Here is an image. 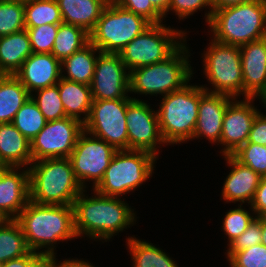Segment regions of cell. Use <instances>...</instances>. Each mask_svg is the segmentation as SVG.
<instances>
[{
  "mask_svg": "<svg viewBox=\"0 0 266 267\" xmlns=\"http://www.w3.org/2000/svg\"><path fill=\"white\" fill-rule=\"evenodd\" d=\"M15 220L23 230L30 251L54 255L57 241L77 237L73 205L37 204L29 200ZM44 247L48 250L39 252Z\"/></svg>",
  "mask_w": 266,
  "mask_h": 267,
  "instance_id": "obj_1",
  "label": "cell"
},
{
  "mask_svg": "<svg viewBox=\"0 0 266 267\" xmlns=\"http://www.w3.org/2000/svg\"><path fill=\"white\" fill-rule=\"evenodd\" d=\"M85 189L73 203L74 229L77 237L87 235L91 239L109 240L135 222L134 209L118 197L104 196L94 191L93 197H85ZM107 239V240H106Z\"/></svg>",
  "mask_w": 266,
  "mask_h": 267,
  "instance_id": "obj_2",
  "label": "cell"
},
{
  "mask_svg": "<svg viewBox=\"0 0 266 267\" xmlns=\"http://www.w3.org/2000/svg\"><path fill=\"white\" fill-rule=\"evenodd\" d=\"M29 168L30 200L37 204L73 205L84 190L69 158H46Z\"/></svg>",
  "mask_w": 266,
  "mask_h": 267,
  "instance_id": "obj_3",
  "label": "cell"
},
{
  "mask_svg": "<svg viewBox=\"0 0 266 267\" xmlns=\"http://www.w3.org/2000/svg\"><path fill=\"white\" fill-rule=\"evenodd\" d=\"M214 40L227 45L263 39L266 27V0H254L213 10L208 23Z\"/></svg>",
  "mask_w": 266,
  "mask_h": 267,
  "instance_id": "obj_4",
  "label": "cell"
},
{
  "mask_svg": "<svg viewBox=\"0 0 266 267\" xmlns=\"http://www.w3.org/2000/svg\"><path fill=\"white\" fill-rule=\"evenodd\" d=\"M205 92L203 87L187 83L163 96L157 114L160 133L166 144H181L193 138L200 97Z\"/></svg>",
  "mask_w": 266,
  "mask_h": 267,
  "instance_id": "obj_5",
  "label": "cell"
},
{
  "mask_svg": "<svg viewBox=\"0 0 266 267\" xmlns=\"http://www.w3.org/2000/svg\"><path fill=\"white\" fill-rule=\"evenodd\" d=\"M183 42L164 61L131 70L129 93L164 96L183 88L193 74L188 61L190 52Z\"/></svg>",
  "mask_w": 266,
  "mask_h": 267,
  "instance_id": "obj_6",
  "label": "cell"
},
{
  "mask_svg": "<svg viewBox=\"0 0 266 267\" xmlns=\"http://www.w3.org/2000/svg\"><path fill=\"white\" fill-rule=\"evenodd\" d=\"M156 160L157 157L146 151L117 150L93 191L110 197L129 193L152 176Z\"/></svg>",
  "mask_w": 266,
  "mask_h": 267,
  "instance_id": "obj_7",
  "label": "cell"
},
{
  "mask_svg": "<svg viewBox=\"0 0 266 267\" xmlns=\"http://www.w3.org/2000/svg\"><path fill=\"white\" fill-rule=\"evenodd\" d=\"M152 25L141 15L108 3L90 35V42L103 53H119Z\"/></svg>",
  "mask_w": 266,
  "mask_h": 267,
  "instance_id": "obj_8",
  "label": "cell"
},
{
  "mask_svg": "<svg viewBox=\"0 0 266 267\" xmlns=\"http://www.w3.org/2000/svg\"><path fill=\"white\" fill-rule=\"evenodd\" d=\"M184 32L162 23L152 24L119 52L128 72L164 61L185 41Z\"/></svg>",
  "mask_w": 266,
  "mask_h": 267,
  "instance_id": "obj_9",
  "label": "cell"
},
{
  "mask_svg": "<svg viewBox=\"0 0 266 267\" xmlns=\"http://www.w3.org/2000/svg\"><path fill=\"white\" fill-rule=\"evenodd\" d=\"M204 54V73L214 89L203 87L209 93L225 94L235 99L243 96L240 46L211 40ZM211 91V92H210Z\"/></svg>",
  "mask_w": 266,
  "mask_h": 267,
  "instance_id": "obj_10",
  "label": "cell"
},
{
  "mask_svg": "<svg viewBox=\"0 0 266 267\" xmlns=\"http://www.w3.org/2000/svg\"><path fill=\"white\" fill-rule=\"evenodd\" d=\"M131 100H93L84 130L116 150H128L126 110Z\"/></svg>",
  "mask_w": 266,
  "mask_h": 267,
  "instance_id": "obj_11",
  "label": "cell"
},
{
  "mask_svg": "<svg viewBox=\"0 0 266 267\" xmlns=\"http://www.w3.org/2000/svg\"><path fill=\"white\" fill-rule=\"evenodd\" d=\"M84 130L68 157L74 174L83 188L86 181L93 182V188L103 179L105 171L109 166L117 150L104 140L97 138ZM86 180V181H85Z\"/></svg>",
  "mask_w": 266,
  "mask_h": 267,
  "instance_id": "obj_12",
  "label": "cell"
},
{
  "mask_svg": "<svg viewBox=\"0 0 266 267\" xmlns=\"http://www.w3.org/2000/svg\"><path fill=\"white\" fill-rule=\"evenodd\" d=\"M84 131V123L75 118L47 121L31 141L32 162L46 158H68Z\"/></svg>",
  "mask_w": 266,
  "mask_h": 267,
  "instance_id": "obj_13",
  "label": "cell"
},
{
  "mask_svg": "<svg viewBox=\"0 0 266 267\" xmlns=\"http://www.w3.org/2000/svg\"><path fill=\"white\" fill-rule=\"evenodd\" d=\"M91 94L93 100L133 99L129 92L130 73L119 53H97Z\"/></svg>",
  "mask_w": 266,
  "mask_h": 267,
  "instance_id": "obj_14",
  "label": "cell"
},
{
  "mask_svg": "<svg viewBox=\"0 0 266 267\" xmlns=\"http://www.w3.org/2000/svg\"><path fill=\"white\" fill-rule=\"evenodd\" d=\"M128 149L146 151L157 157V144L162 139L157 111L142 100L133 98L126 110Z\"/></svg>",
  "mask_w": 266,
  "mask_h": 267,
  "instance_id": "obj_15",
  "label": "cell"
},
{
  "mask_svg": "<svg viewBox=\"0 0 266 267\" xmlns=\"http://www.w3.org/2000/svg\"><path fill=\"white\" fill-rule=\"evenodd\" d=\"M244 99H234L224 113L220 141V144L224 145V149L221 150L223 155H232L240 146L247 143L254 118L259 113L251 104L253 98Z\"/></svg>",
  "mask_w": 266,
  "mask_h": 267,
  "instance_id": "obj_16",
  "label": "cell"
},
{
  "mask_svg": "<svg viewBox=\"0 0 266 267\" xmlns=\"http://www.w3.org/2000/svg\"><path fill=\"white\" fill-rule=\"evenodd\" d=\"M243 94L262 100L266 96V39L240 46Z\"/></svg>",
  "mask_w": 266,
  "mask_h": 267,
  "instance_id": "obj_17",
  "label": "cell"
},
{
  "mask_svg": "<svg viewBox=\"0 0 266 267\" xmlns=\"http://www.w3.org/2000/svg\"><path fill=\"white\" fill-rule=\"evenodd\" d=\"M20 168L0 169L1 219H16L30 200L29 168L18 173Z\"/></svg>",
  "mask_w": 266,
  "mask_h": 267,
  "instance_id": "obj_18",
  "label": "cell"
},
{
  "mask_svg": "<svg viewBox=\"0 0 266 267\" xmlns=\"http://www.w3.org/2000/svg\"><path fill=\"white\" fill-rule=\"evenodd\" d=\"M61 62L51 53H32L14 76L32 92L54 86L61 79Z\"/></svg>",
  "mask_w": 266,
  "mask_h": 267,
  "instance_id": "obj_19",
  "label": "cell"
},
{
  "mask_svg": "<svg viewBox=\"0 0 266 267\" xmlns=\"http://www.w3.org/2000/svg\"><path fill=\"white\" fill-rule=\"evenodd\" d=\"M234 99L225 94L206 91L200 97L193 139L204 136L212 143H220L224 113Z\"/></svg>",
  "mask_w": 266,
  "mask_h": 267,
  "instance_id": "obj_20",
  "label": "cell"
},
{
  "mask_svg": "<svg viewBox=\"0 0 266 267\" xmlns=\"http://www.w3.org/2000/svg\"><path fill=\"white\" fill-rule=\"evenodd\" d=\"M224 158L232 170L224 181L222 198L226 202L251 204L262 177L232 155H224Z\"/></svg>",
  "mask_w": 266,
  "mask_h": 267,
  "instance_id": "obj_21",
  "label": "cell"
},
{
  "mask_svg": "<svg viewBox=\"0 0 266 267\" xmlns=\"http://www.w3.org/2000/svg\"><path fill=\"white\" fill-rule=\"evenodd\" d=\"M0 160L6 167L32 163L31 142L12 123H0Z\"/></svg>",
  "mask_w": 266,
  "mask_h": 267,
  "instance_id": "obj_22",
  "label": "cell"
},
{
  "mask_svg": "<svg viewBox=\"0 0 266 267\" xmlns=\"http://www.w3.org/2000/svg\"><path fill=\"white\" fill-rule=\"evenodd\" d=\"M63 23L81 27L89 34L110 0H56Z\"/></svg>",
  "mask_w": 266,
  "mask_h": 267,
  "instance_id": "obj_23",
  "label": "cell"
},
{
  "mask_svg": "<svg viewBox=\"0 0 266 267\" xmlns=\"http://www.w3.org/2000/svg\"><path fill=\"white\" fill-rule=\"evenodd\" d=\"M31 54L26 29L0 37V75H14Z\"/></svg>",
  "mask_w": 266,
  "mask_h": 267,
  "instance_id": "obj_24",
  "label": "cell"
},
{
  "mask_svg": "<svg viewBox=\"0 0 266 267\" xmlns=\"http://www.w3.org/2000/svg\"><path fill=\"white\" fill-rule=\"evenodd\" d=\"M56 85L59 88L66 117L75 118L85 123L89 117L93 101L91 87L64 78H61ZM81 114H83V118H80Z\"/></svg>",
  "mask_w": 266,
  "mask_h": 267,
  "instance_id": "obj_25",
  "label": "cell"
},
{
  "mask_svg": "<svg viewBox=\"0 0 266 267\" xmlns=\"http://www.w3.org/2000/svg\"><path fill=\"white\" fill-rule=\"evenodd\" d=\"M101 52L89 42L81 50L76 51L61 62V70H66L67 76L61 74V78L69 81L91 85L98 55ZM66 68V69H65Z\"/></svg>",
  "mask_w": 266,
  "mask_h": 267,
  "instance_id": "obj_26",
  "label": "cell"
},
{
  "mask_svg": "<svg viewBox=\"0 0 266 267\" xmlns=\"http://www.w3.org/2000/svg\"><path fill=\"white\" fill-rule=\"evenodd\" d=\"M31 94L14 75H0V123H11Z\"/></svg>",
  "mask_w": 266,
  "mask_h": 267,
  "instance_id": "obj_27",
  "label": "cell"
},
{
  "mask_svg": "<svg viewBox=\"0 0 266 267\" xmlns=\"http://www.w3.org/2000/svg\"><path fill=\"white\" fill-rule=\"evenodd\" d=\"M30 252L23 230L15 219L0 221V264Z\"/></svg>",
  "mask_w": 266,
  "mask_h": 267,
  "instance_id": "obj_28",
  "label": "cell"
},
{
  "mask_svg": "<svg viewBox=\"0 0 266 267\" xmlns=\"http://www.w3.org/2000/svg\"><path fill=\"white\" fill-rule=\"evenodd\" d=\"M89 42L90 35L84 29L72 24L61 23L58 26L51 54L62 62Z\"/></svg>",
  "mask_w": 266,
  "mask_h": 267,
  "instance_id": "obj_29",
  "label": "cell"
},
{
  "mask_svg": "<svg viewBox=\"0 0 266 267\" xmlns=\"http://www.w3.org/2000/svg\"><path fill=\"white\" fill-rule=\"evenodd\" d=\"M127 239L134 267H178L169 255L152 243L138 240L135 237Z\"/></svg>",
  "mask_w": 266,
  "mask_h": 267,
  "instance_id": "obj_30",
  "label": "cell"
},
{
  "mask_svg": "<svg viewBox=\"0 0 266 267\" xmlns=\"http://www.w3.org/2000/svg\"><path fill=\"white\" fill-rule=\"evenodd\" d=\"M25 27L63 23L56 0H34L24 3Z\"/></svg>",
  "mask_w": 266,
  "mask_h": 267,
  "instance_id": "obj_31",
  "label": "cell"
},
{
  "mask_svg": "<svg viewBox=\"0 0 266 267\" xmlns=\"http://www.w3.org/2000/svg\"><path fill=\"white\" fill-rule=\"evenodd\" d=\"M30 142L45 127L47 120L30 97L11 122Z\"/></svg>",
  "mask_w": 266,
  "mask_h": 267,
  "instance_id": "obj_32",
  "label": "cell"
},
{
  "mask_svg": "<svg viewBox=\"0 0 266 267\" xmlns=\"http://www.w3.org/2000/svg\"><path fill=\"white\" fill-rule=\"evenodd\" d=\"M24 29V2L17 0H0V37Z\"/></svg>",
  "mask_w": 266,
  "mask_h": 267,
  "instance_id": "obj_33",
  "label": "cell"
},
{
  "mask_svg": "<svg viewBox=\"0 0 266 267\" xmlns=\"http://www.w3.org/2000/svg\"><path fill=\"white\" fill-rule=\"evenodd\" d=\"M38 98L31 94V98L47 121L58 120L66 117L63 103L57 85L35 91Z\"/></svg>",
  "mask_w": 266,
  "mask_h": 267,
  "instance_id": "obj_34",
  "label": "cell"
},
{
  "mask_svg": "<svg viewBox=\"0 0 266 267\" xmlns=\"http://www.w3.org/2000/svg\"><path fill=\"white\" fill-rule=\"evenodd\" d=\"M232 156L241 164L248 166L261 177H266V146L245 143Z\"/></svg>",
  "mask_w": 266,
  "mask_h": 267,
  "instance_id": "obj_35",
  "label": "cell"
},
{
  "mask_svg": "<svg viewBox=\"0 0 266 267\" xmlns=\"http://www.w3.org/2000/svg\"><path fill=\"white\" fill-rule=\"evenodd\" d=\"M59 24L25 27L29 35L32 53H51Z\"/></svg>",
  "mask_w": 266,
  "mask_h": 267,
  "instance_id": "obj_36",
  "label": "cell"
},
{
  "mask_svg": "<svg viewBox=\"0 0 266 267\" xmlns=\"http://www.w3.org/2000/svg\"><path fill=\"white\" fill-rule=\"evenodd\" d=\"M255 217L250 215L249 211L240 208L230 209L223 220V230L225 235H228L229 244L239 237L249 226Z\"/></svg>",
  "mask_w": 266,
  "mask_h": 267,
  "instance_id": "obj_37",
  "label": "cell"
},
{
  "mask_svg": "<svg viewBox=\"0 0 266 267\" xmlns=\"http://www.w3.org/2000/svg\"><path fill=\"white\" fill-rule=\"evenodd\" d=\"M228 261L230 267H266V246L256 244L236 251Z\"/></svg>",
  "mask_w": 266,
  "mask_h": 267,
  "instance_id": "obj_38",
  "label": "cell"
},
{
  "mask_svg": "<svg viewBox=\"0 0 266 267\" xmlns=\"http://www.w3.org/2000/svg\"><path fill=\"white\" fill-rule=\"evenodd\" d=\"M261 220L255 216L248 228L229 245L227 258L229 259L236 251L244 250L256 244H261L262 240Z\"/></svg>",
  "mask_w": 266,
  "mask_h": 267,
  "instance_id": "obj_39",
  "label": "cell"
},
{
  "mask_svg": "<svg viewBox=\"0 0 266 267\" xmlns=\"http://www.w3.org/2000/svg\"><path fill=\"white\" fill-rule=\"evenodd\" d=\"M119 7L141 15L152 24H160L163 16L152 6L149 0H110ZM162 19V20H161Z\"/></svg>",
  "mask_w": 266,
  "mask_h": 267,
  "instance_id": "obj_40",
  "label": "cell"
},
{
  "mask_svg": "<svg viewBox=\"0 0 266 267\" xmlns=\"http://www.w3.org/2000/svg\"><path fill=\"white\" fill-rule=\"evenodd\" d=\"M207 6H209L210 11L207 14L205 13V17L206 22L209 23L213 13L212 0H171L167 12L171 10L175 12L179 19H185L187 16L193 15L197 10Z\"/></svg>",
  "mask_w": 266,
  "mask_h": 267,
  "instance_id": "obj_41",
  "label": "cell"
},
{
  "mask_svg": "<svg viewBox=\"0 0 266 267\" xmlns=\"http://www.w3.org/2000/svg\"><path fill=\"white\" fill-rule=\"evenodd\" d=\"M247 143L266 146V115L261 112L254 118Z\"/></svg>",
  "mask_w": 266,
  "mask_h": 267,
  "instance_id": "obj_42",
  "label": "cell"
},
{
  "mask_svg": "<svg viewBox=\"0 0 266 267\" xmlns=\"http://www.w3.org/2000/svg\"><path fill=\"white\" fill-rule=\"evenodd\" d=\"M251 210L257 217L266 211V177H262L252 203L250 204Z\"/></svg>",
  "mask_w": 266,
  "mask_h": 267,
  "instance_id": "obj_43",
  "label": "cell"
},
{
  "mask_svg": "<svg viewBox=\"0 0 266 267\" xmlns=\"http://www.w3.org/2000/svg\"><path fill=\"white\" fill-rule=\"evenodd\" d=\"M41 255V253L30 251L24 256L2 263L1 267H30Z\"/></svg>",
  "mask_w": 266,
  "mask_h": 267,
  "instance_id": "obj_44",
  "label": "cell"
},
{
  "mask_svg": "<svg viewBox=\"0 0 266 267\" xmlns=\"http://www.w3.org/2000/svg\"><path fill=\"white\" fill-rule=\"evenodd\" d=\"M55 257V254H42L30 267H57Z\"/></svg>",
  "mask_w": 266,
  "mask_h": 267,
  "instance_id": "obj_45",
  "label": "cell"
},
{
  "mask_svg": "<svg viewBox=\"0 0 266 267\" xmlns=\"http://www.w3.org/2000/svg\"><path fill=\"white\" fill-rule=\"evenodd\" d=\"M254 0H212L213 10L220 8H226L230 6H235L241 3H246Z\"/></svg>",
  "mask_w": 266,
  "mask_h": 267,
  "instance_id": "obj_46",
  "label": "cell"
},
{
  "mask_svg": "<svg viewBox=\"0 0 266 267\" xmlns=\"http://www.w3.org/2000/svg\"><path fill=\"white\" fill-rule=\"evenodd\" d=\"M152 6L163 16L167 15L171 0H149Z\"/></svg>",
  "mask_w": 266,
  "mask_h": 267,
  "instance_id": "obj_47",
  "label": "cell"
},
{
  "mask_svg": "<svg viewBox=\"0 0 266 267\" xmlns=\"http://www.w3.org/2000/svg\"><path fill=\"white\" fill-rule=\"evenodd\" d=\"M57 267H94L91 263L83 261V260H77V259H69L64 260L60 264H57Z\"/></svg>",
  "mask_w": 266,
  "mask_h": 267,
  "instance_id": "obj_48",
  "label": "cell"
},
{
  "mask_svg": "<svg viewBox=\"0 0 266 267\" xmlns=\"http://www.w3.org/2000/svg\"><path fill=\"white\" fill-rule=\"evenodd\" d=\"M261 228H262V240H261V244L265 245L266 246V224H263L261 222Z\"/></svg>",
  "mask_w": 266,
  "mask_h": 267,
  "instance_id": "obj_49",
  "label": "cell"
},
{
  "mask_svg": "<svg viewBox=\"0 0 266 267\" xmlns=\"http://www.w3.org/2000/svg\"><path fill=\"white\" fill-rule=\"evenodd\" d=\"M258 218L261 220L263 224H266V211L262 212Z\"/></svg>",
  "mask_w": 266,
  "mask_h": 267,
  "instance_id": "obj_50",
  "label": "cell"
},
{
  "mask_svg": "<svg viewBox=\"0 0 266 267\" xmlns=\"http://www.w3.org/2000/svg\"><path fill=\"white\" fill-rule=\"evenodd\" d=\"M6 166L2 163V161L0 160V169L5 168Z\"/></svg>",
  "mask_w": 266,
  "mask_h": 267,
  "instance_id": "obj_51",
  "label": "cell"
},
{
  "mask_svg": "<svg viewBox=\"0 0 266 267\" xmlns=\"http://www.w3.org/2000/svg\"><path fill=\"white\" fill-rule=\"evenodd\" d=\"M17 1H20V2H29V1H34V0H17Z\"/></svg>",
  "mask_w": 266,
  "mask_h": 267,
  "instance_id": "obj_52",
  "label": "cell"
},
{
  "mask_svg": "<svg viewBox=\"0 0 266 267\" xmlns=\"http://www.w3.org/2000/svg\"><path fill=\"white\" fill-rule=\"evenodd\" d=\"M262 102L264 103V105L266 107V96L262 99Z\"/></svg>",
  "mask_w": 266,
  "mask_h": 267,
  "instance_id": "obj_53",
  "label": "cell"
}]
</instances>
